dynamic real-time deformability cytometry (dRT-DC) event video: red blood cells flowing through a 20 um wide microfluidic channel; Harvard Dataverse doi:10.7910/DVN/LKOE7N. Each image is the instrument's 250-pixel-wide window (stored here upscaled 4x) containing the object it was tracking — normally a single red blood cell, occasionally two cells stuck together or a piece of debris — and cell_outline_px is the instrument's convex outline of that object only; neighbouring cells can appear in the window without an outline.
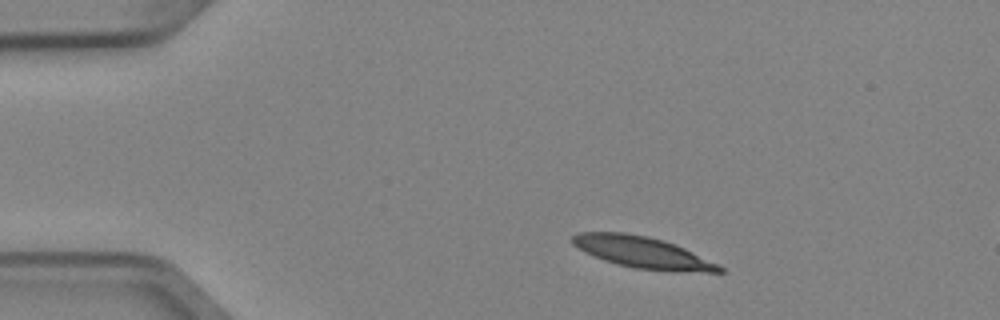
{"species": "Egyptian fruit bat (a non-hibernating species)", "species_latin": "Rousettus aegyptiacus", "temperature_condition": "cold", "stored_images_in_passage": 3, "camera_frame_rate_fps": 3000, "um_per_image_px": 0.085, "animal": {"sex": "female"}, "frame": {"image": 1, "passage_image": 1, "time_ms": 0.0, "image_size_px": [1000, 320], "cell_outline_px": [[724, 272], [672, 272], [636, 268], [616, 264], [604, 260], [572, 244], [572, 236], [580, 232], [624, 232], [648, 236], [664, 240], [684, 248], [724, 268]], "centroid_in_image_um": [54.63, 21.45], "position_along_channel_um": 30.4, "area_um2": 26.65}}